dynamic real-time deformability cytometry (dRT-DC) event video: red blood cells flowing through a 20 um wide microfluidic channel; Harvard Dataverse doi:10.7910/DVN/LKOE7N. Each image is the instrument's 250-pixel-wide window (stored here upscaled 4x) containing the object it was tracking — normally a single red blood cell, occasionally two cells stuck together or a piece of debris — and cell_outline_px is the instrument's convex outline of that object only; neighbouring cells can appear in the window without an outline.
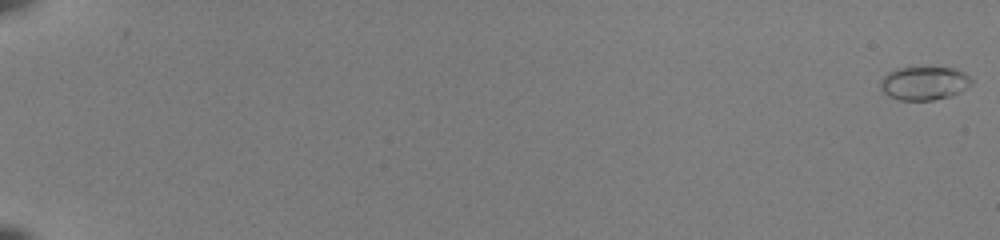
{"species": "common noctule bat (a hibernating species)", "species_latin": "Nyctalus noctula", "temperature_condition": "room temperature", "stored_images_in_passage": 12, "camera_frame_rate_fps": 3000, "um_per_image_px": 0.085, "animal": {"sex": "female", "body_mass_g": 22.0, "forearm_length_mm": 56.7}, "frame": {"image": 1, "passage_image": 1, "time_ms": 0.0, "image_size_px": [1000, 240], "cell_outline_px": [[972, 84], [968, 88], [960, 92], [948, 96], [932, 100], [896, 100], [888, 96], [880, 88], [880, 80], [888, 72], [896, 68], [956, 68], [964, 72], [972, 80]], "centroid_in_image_um": [78.54, 7.08], "position_along_channel_um": 6.5, "area_um2": 17.8}}